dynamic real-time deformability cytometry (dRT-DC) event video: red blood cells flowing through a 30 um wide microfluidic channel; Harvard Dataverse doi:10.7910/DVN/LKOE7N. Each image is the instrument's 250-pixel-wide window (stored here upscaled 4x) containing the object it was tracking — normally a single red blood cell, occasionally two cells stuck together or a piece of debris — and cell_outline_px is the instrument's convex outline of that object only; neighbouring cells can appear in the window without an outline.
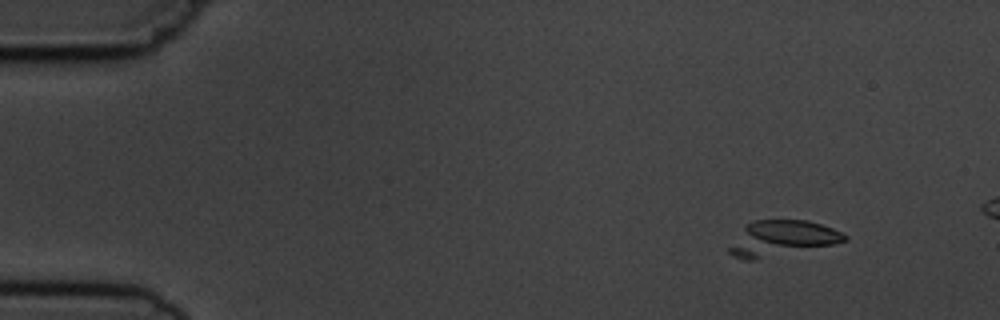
{"species": "common noctule bat (a hibernating species)", "species_latin": "Nyctalus noctula", "temperature_condition": "cold", "stored_images_in_passage": 5, "camera_frame_rate_fps": 3000, "um_per_image_px": 0.085, "animal": {"sex": "male", "body_mass_g": 19.5, "forearm_length_mm": 54.6}, "frame": {"image": 1, "passage_image": 1, "time_ms": 0.0, "image_size_px": [1000, 320], "cell_outline_px": [[848, 240], [832, 244], [756, 260], [744, 260], [732, 256], [728, 252], [728, 248], [744, 224], [756, 220], [808, 220], [832, 228], [848, 236]], "centroid_in_image_um": [66.4, 20.26], "position_along_channel_um": 18.6, "area_um2": 23.76}}